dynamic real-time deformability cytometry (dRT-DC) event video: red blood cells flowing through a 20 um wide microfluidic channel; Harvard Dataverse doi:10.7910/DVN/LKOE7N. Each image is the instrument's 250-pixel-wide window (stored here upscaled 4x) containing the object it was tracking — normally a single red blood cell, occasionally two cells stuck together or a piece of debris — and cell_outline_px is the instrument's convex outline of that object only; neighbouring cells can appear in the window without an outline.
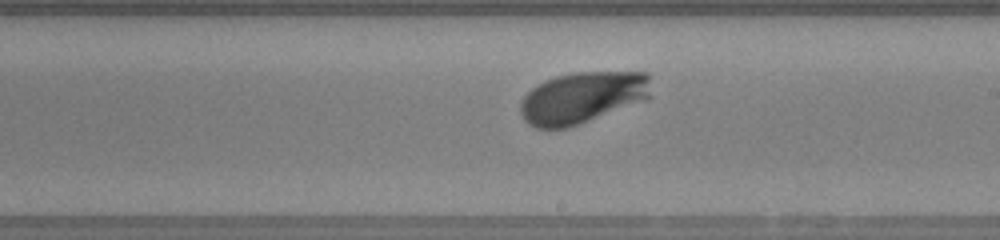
{"species": "human", "species_latin": "Homo sapiens", "temperature_condition": "warm", "stored_images_in_passage": 30, "camera_frame_rate_fps": 3000, "um_per_image_px": 0.085, "donor": {"sex": "female"}, "frame": {"image": 1, "passage_image": 18, "time_ms": 5.667, "image_size_px": [1000, 240], "cell_outline_px": [[652, 96], [648, 100], [568, 128], [536, 128], [528, 124], [524, 120], [520, 112], [520, 104], [524, 96], [532, 88], [544, 80], [556, 76], [572, 72], [648, 72]], "centroid_in_image_um": [49.53, 8.29], "position_along_channel_um": 239.5, "area_um2": 39.71}}
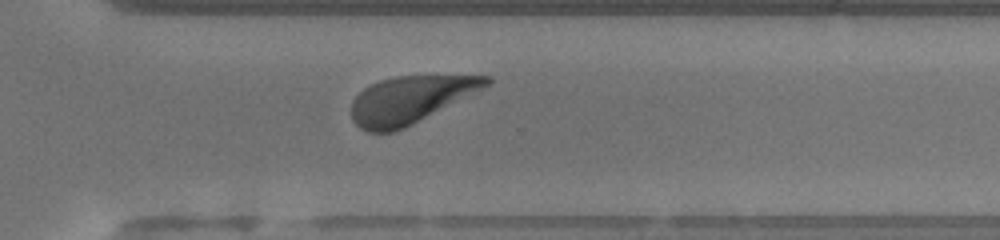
{"frame": {"image": 2, "passage_image": 25, "time_ms": 8.0, "image_size_px": [1000, 240], "cell_outline_px": [[492, 84], [404, 128], [392, 132], [368, 132], [360, 128], [352, 120], [352, 100], [364, 88], [380, 80], [392, 76], [492, 76]], "centroid_in_image_um": [34.85, 8.47], "position_along_channel_um": 335.7, "area_um2": 36.7}}
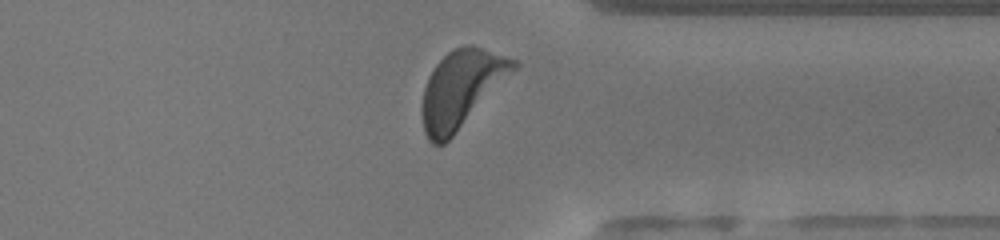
{"frame": {"image": 3, "passage_image": 28, "time_ms": 9.0, "image_size_px": [1000, 240], "cell_outline_px": [[520, 64], [452, 136], [444, 144], [432, 144], [428, 140], [424, 132], [420, 112], [420, 104], [424, 88], [428, 76], [436, 64], [448, 52], [464, 44], [472, 44], [520, 60]], "centroid_in_image_um": [39.18, 7.52], "position_along_channel_um": 372.2, "area_um2": 40.92}, "authors_computed_cell_mechanics": {"area_um2": 38.4659, "velocity_mm_per_s": 4.1192, "shape_relaxation_time_tau1_ms": 1.1084, "shape_relaxation_time_tau2_ms": null, "deformation_change_tau1": 0.1128, "deformation_change_tau2": null}}